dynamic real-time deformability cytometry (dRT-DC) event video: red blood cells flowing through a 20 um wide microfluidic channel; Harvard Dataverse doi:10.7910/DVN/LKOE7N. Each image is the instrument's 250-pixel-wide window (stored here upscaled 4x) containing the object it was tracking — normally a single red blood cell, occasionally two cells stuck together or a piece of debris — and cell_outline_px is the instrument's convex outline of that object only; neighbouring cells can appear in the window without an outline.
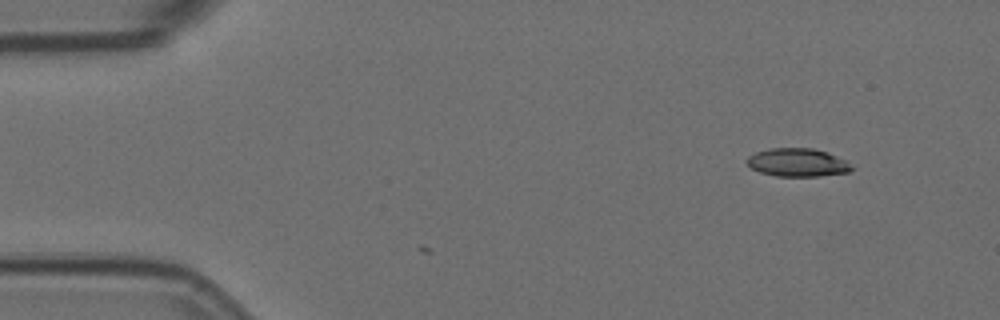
{"species": "Egyptian fruit bat (a non-hibernating species)", "species_latin": "Rousettus aegyptiacus", "temperature_condition": "room temperature", "stored_images_in_passage": 2, "camera_frame_rate_fps": 3000, "um_per_image_px": 0.085, "animal": {"sex": "female"}, "frame": {"image": 1, "passage_image": 2, "time_ms": 0.333, "image_size_px": [1000, 320], "cell_outline_px": [[856, 168], [848, 172], [820, 176], [776, 176], [760, 172], [752, 168], [744, 160], [748, 156], [756, 152], [768, 148], [812, 148], [828, 152], [844, 160]], "centroid_in_image_um": [67.78, 13.81], "position_along_channel_um": 17.2, "area_um2": 17.28}}